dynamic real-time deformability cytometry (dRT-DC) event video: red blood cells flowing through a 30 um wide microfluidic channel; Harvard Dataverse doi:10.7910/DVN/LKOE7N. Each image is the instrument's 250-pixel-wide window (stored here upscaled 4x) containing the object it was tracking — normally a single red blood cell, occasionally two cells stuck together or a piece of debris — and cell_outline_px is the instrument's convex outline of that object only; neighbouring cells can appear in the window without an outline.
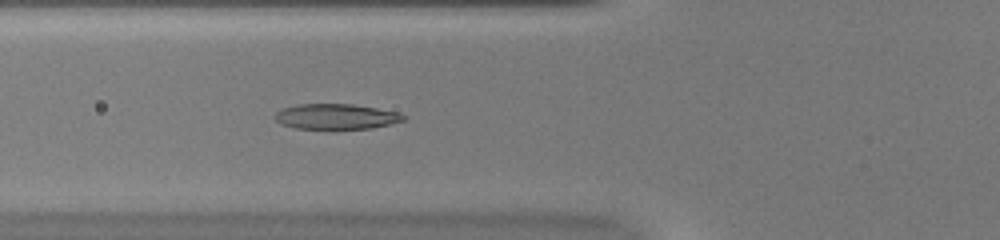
{"species": "common noctule bat (a hibernating species)", "species_latin": "Nyctalus noctula", "temperature_condition": "warm", "stored_images_in_passage": 51, "camera_frame_rate_fps": 3000, "um_per_image_px": 0.085, "animal": {"sex": "female", "body_mass_g": 20.0, "forearm_length_mm": 54.0}, "frame": {"image": 1, "passage_image": 20, "time_ms": 6.333, "image_size_px": [1000, 240], "cell_outline_px": [[408, 116], [404, 120], [372, 128], [296, 128], [280, 124], [272, 116], [276, 112], [284, 108], [296, 104], [352, 104], [376, 108], [396, 112]], "centroid_in_image_um": [28.53, 9.89], "position_along_channel_um": 97.3, "area_um2": 18.79}}
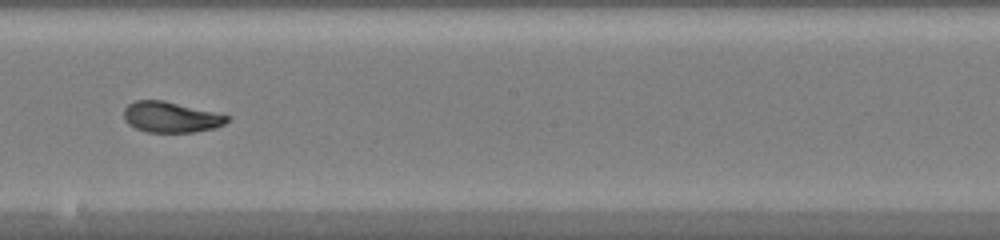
{"frame": {"image": 2, "passage_image": 30, "time_ms": 9.667, "image_size_px": [1000, 240], "cell_outline_px": [[232, 116], [224, 124], [212, 128], [192, 132], [148, 132], [136, 128], [128, 124], [124, 120], [124, 108], [128, 104], [136, 100], [164, 100]], "centroid_in_image_um": [14.51, 9.94], "position_along_channel_um": 233.7, "area_um2": 18.44}}
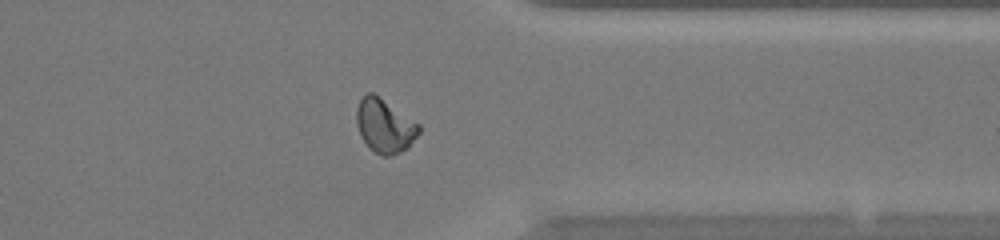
{"frame": {"image": 3, "passage_image": 41, "time_ms": 13.333, "image_size_px": [1000, 240], "cell_outline_px": [[420, 132], [408, 148], [392, 156], [380, 156], [368, 148], [360, 136], [356, 124], [356, 108], [360, 100], [368, 92], [372, 92], [420, 124]], "centroid_in_image_um": [32.68, 10.73], "position_along_channel_um": 378.7, "area_um2": 19.71}, "authors_computed_cell_mechanics": {"area_um2": 19.5364, "velocity_mm_per_s": 4.0881, "shape_relaxation_time_tau1_ms": 5.5716, "shape_relaxation_time_tau2_ms": 1.1863, "deformation_change_tau1": 0.2282, "deformation_change_tau2": 0.0517}}